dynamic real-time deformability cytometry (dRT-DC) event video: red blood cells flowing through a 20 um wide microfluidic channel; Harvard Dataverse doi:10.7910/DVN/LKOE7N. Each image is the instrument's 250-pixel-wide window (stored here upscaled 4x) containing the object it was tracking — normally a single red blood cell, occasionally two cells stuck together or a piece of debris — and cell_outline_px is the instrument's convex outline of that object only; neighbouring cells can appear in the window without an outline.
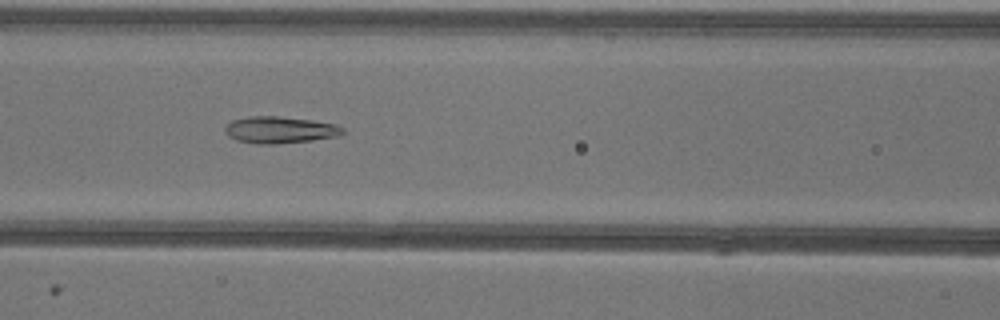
{"species": "common noctule bat (a hibernating species)", "species_latin": "Nyctalus noctula", "temperature_condition": "warm", "stored_images_in_passage": 52, "camera_frame_rate_fps": 3000, "um_per_image_px": 0.085, "animal": {"sex": "female"}, "frame": {"image": 1, "passage_image": 22, "time_ms": 7.0, "image_size_px": [1000, 320], "cell_outline_px": [[344, 132], [340, 136], [312, 140], [276, 144], [256, 144], [236, 140], [228, 136], [224, 132], [224, 128], [232, 120], [248, 116], [276, 116], [312, 120], [336, 124], [344, 128]], "centroid_in_image_um": [23.78, 11.04], "position_along_channel_um": 142.8, "area_um2": 18.5}}
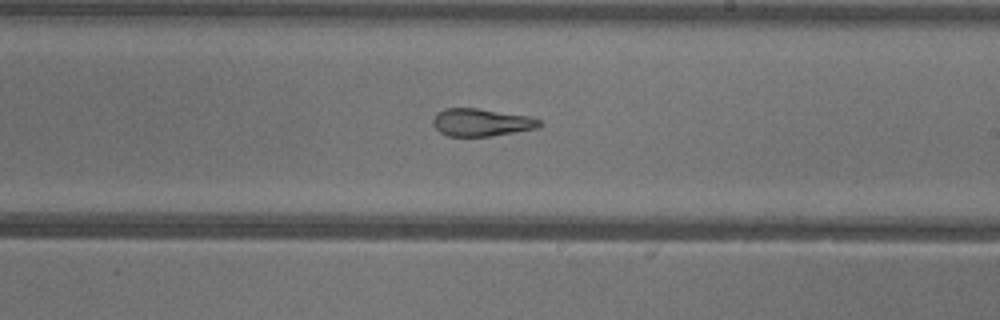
{"frame": {"image": 2, "passage_image": 30, "time_ms": 9.667, "image_size_px": [1000, 320], "cell_outline_px": [[544, 124], [540, 128], [516, 132], [488, 136], [448, 136], [440, 132], [432, 124], [432, 120], [436, 112], [444, 108], [476, 108], [528, 116], [540, 120]], "centroid_in_image_um": [40.91, 10.4], "position_along_channel_um": 248.1, "area_um2": 17.22}}
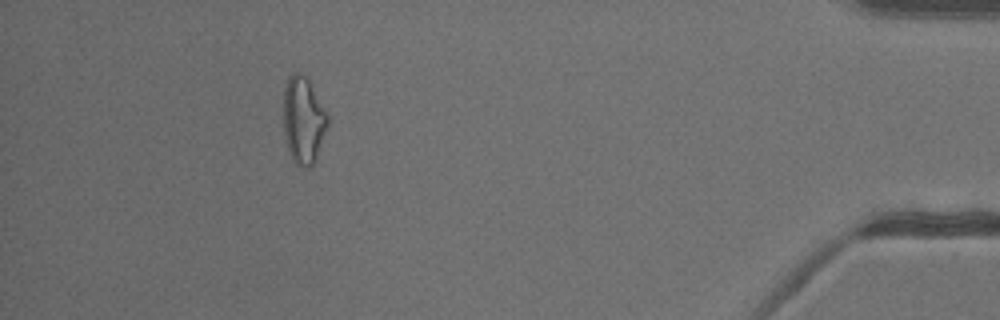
{"frame": {"image": 3, "passage_image": 47, "time_ms": 15.333, "image_size_px": [1000, 320], "cell_outline_px": [[328, 124], [316, 160], [308, 168], [300, 168], [296, 164], [288, 148], [284, 136], [284, 88], [288, 76], [292, 72], [296, 72], [304, 76], [308, 80], [328, 116]], "centroid_in_image_um": [25.77, 10.24], "position_along_channel_um": 409.4, "area_um2": 22.14}, "authors_computed_cell_mechanics": {"area_um2": 19.7965, "velocity_mm_per_s": 3.9644, "shape_relaxation_time_tau1_ms": null, "shape_relaxation_time_tau2_ms": 2.5845, "deformation_change_tau1": null, "deformation_change_tau2": 0.1099}}